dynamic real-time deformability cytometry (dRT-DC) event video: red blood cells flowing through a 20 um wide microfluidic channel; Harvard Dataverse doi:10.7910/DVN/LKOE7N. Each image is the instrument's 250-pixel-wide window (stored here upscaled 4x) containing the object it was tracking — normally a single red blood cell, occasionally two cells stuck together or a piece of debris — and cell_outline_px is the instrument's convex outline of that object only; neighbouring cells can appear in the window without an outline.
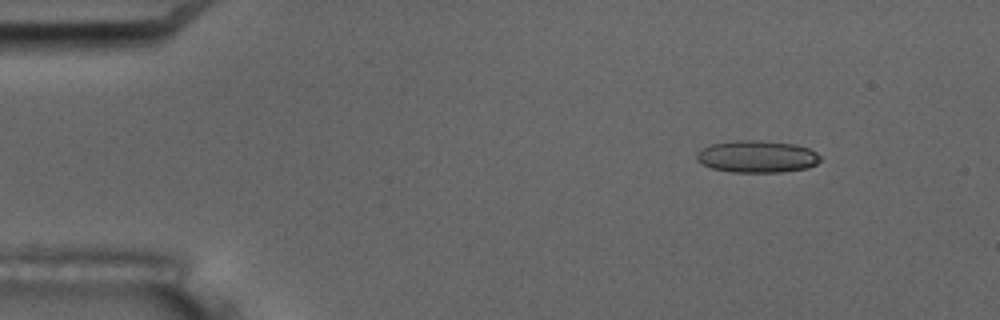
{"species": "common noctule bat (a hibernating species)", "species_latin": "Nyctalus noctula", "temperature_condition": "room temperature", "stored_images_in_passage": 4, "camera_frame_rate_fps": 3000, "um_per_image_px": 0.085, "animal": {"sex": "male", "body_mass_g": 17.5, "forearm_length_mm": 52.3}, "frame": {"image": 1, "passage_image": 2, "time_ms": 1.667, "image_size_px": [1000, 320], "cell_outline_px": [[820, 160], [816, 164], [808, 168], [780, 172], [732, 172], [712, 168], [700, 164], [696, 160], [696, 152], [712, 144], [736, 140], [756, 140], [796, 144], [808, 148], [816, 152], [820, 156]], "centroid_in_image_um": [64.34, 13.31], "position_along_channel_um": 20.7, "area_um2": 23.18}}
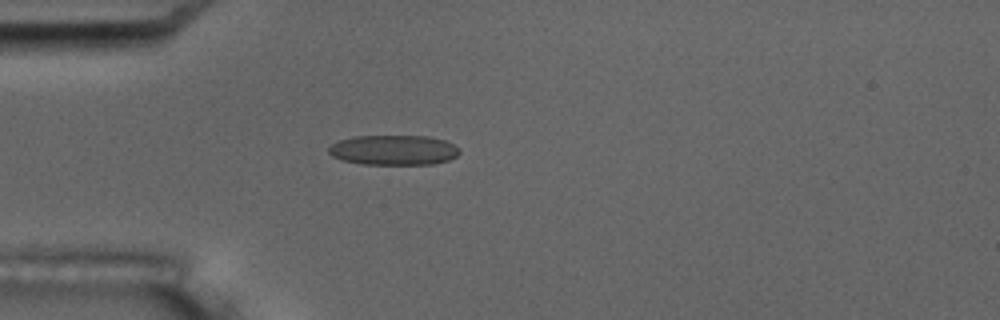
{"frame": {"image": 2, "passage_image": 4, "time_ms": 4.667, "image_size_px": [1000, 320], "cell_outline_px": [[460, 152], [456, 156], [448, 160], [432, 164], [360, 164], [344, 160], [332, 156], [328, 152], [328, 148], [332, 144], [340, 140], [356, 136], [428, 136], [444, 140], [460, 148]], "centroid_in_image_um": [33.46, 12.75], "position_along_channel_um": 51.5, "area_um2": 22.77}}